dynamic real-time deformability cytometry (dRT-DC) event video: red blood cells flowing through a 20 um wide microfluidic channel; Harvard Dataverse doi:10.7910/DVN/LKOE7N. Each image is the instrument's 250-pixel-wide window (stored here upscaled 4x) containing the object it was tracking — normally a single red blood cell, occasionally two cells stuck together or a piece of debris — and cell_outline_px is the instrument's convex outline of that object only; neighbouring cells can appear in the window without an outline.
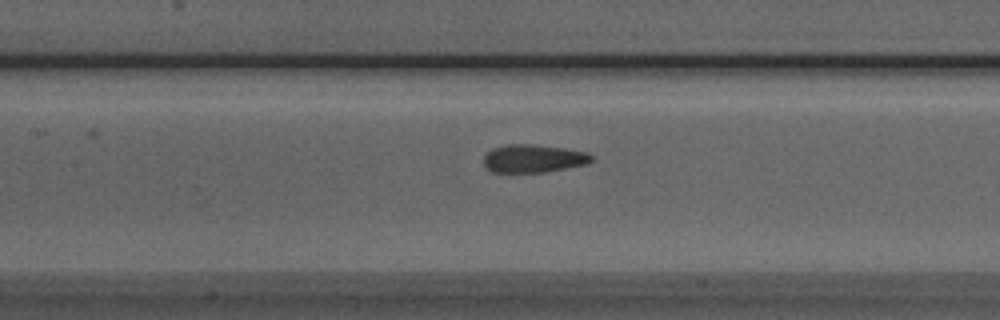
{"species": "Egyptian fruit bat (a non-hibernating species)", "species_latin": "Rousettus aegyptiacus", "temperature_condition": "room temperature", "stored_images_in_passage": 34, "camera_frame_rate_fps": 3000, "um_per_image_px": 0.085, "animal": {"sex": "male"}, "frame": {"image": 1, "passage_image": 10, "time_ms": 3.0, "image_size_px": [1000, 320], "cell_outline_px": [[596, 160], [588, 164], [544, 172], [492, 172], [484, 164], [484, 156], [492, 148], [508, 144], [532, 144], [564, 148], [588, 152]], "centroid_in_image_um": [45.38, 13.47], "position_along_channel_um": 162.0, "area_um2": 17.69}}
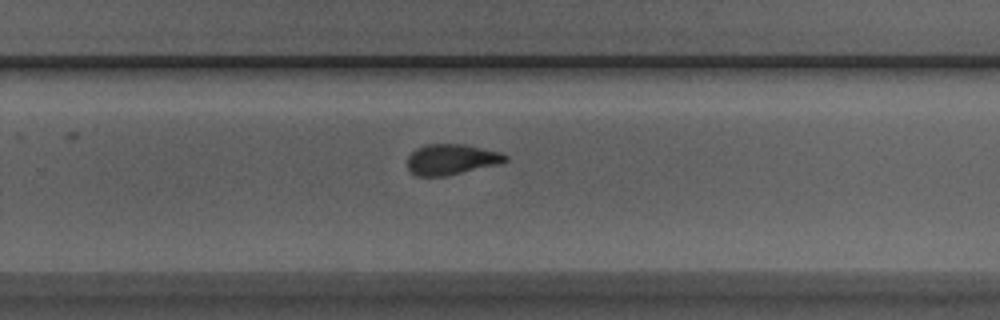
{"frame": {"image": 2, "passage_image": 20, "time_ms": 6.333, "image_size_px": [1000, 320], "cell_outline_px": [[508, 160], [500, 164], [448, 176], [416, 176], [408, 168], [408, 156], [416, 148], [428, 144], [464, 144], [500, 152], [508, 156]], "centroid_in_image_um": [38.39, 13.56], "position_along_channel_um": 291.4, "area_um2": 17.57}}
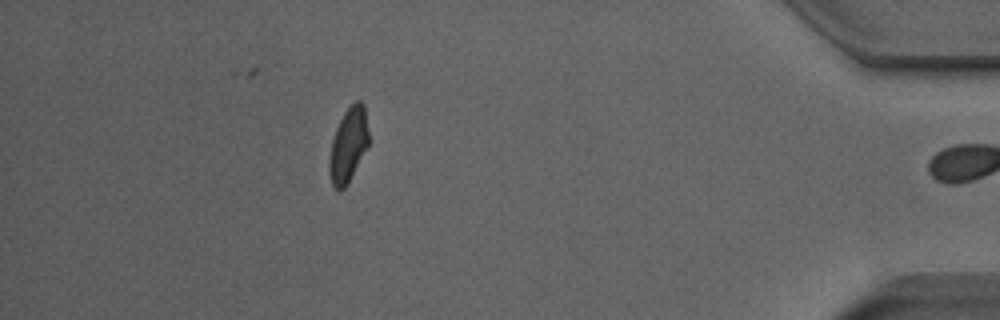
{"frame": {"image": 3, "passage_image": 33, "time_ms": 10.667, "image_size_px": [1000, 320], "cell_outline_px": [[368, 148], [344, 188], [340, 192], [332, 184], [328, 172], [328, 164], [332, 140], [336, 128], [344, 112], [356, 100], [360, 100], [364, 104], [368, 132]], "centroid_in_image_um": [29.6, 12.33], "position_along_channel_um": 405.6, "area_um2": 16.99}, "authors_computed_cell_mechanics": {"area_um2": 17.918, "velocity_mm_per_s": 3.901, "shape_relaxation_time_tau1_ms": 10.0905, "shape_relaxation_time_tau2_ms": 1.6516, "deformation_change_tau1": 0.2392, "deformation_change_tau2": 0.0964}}